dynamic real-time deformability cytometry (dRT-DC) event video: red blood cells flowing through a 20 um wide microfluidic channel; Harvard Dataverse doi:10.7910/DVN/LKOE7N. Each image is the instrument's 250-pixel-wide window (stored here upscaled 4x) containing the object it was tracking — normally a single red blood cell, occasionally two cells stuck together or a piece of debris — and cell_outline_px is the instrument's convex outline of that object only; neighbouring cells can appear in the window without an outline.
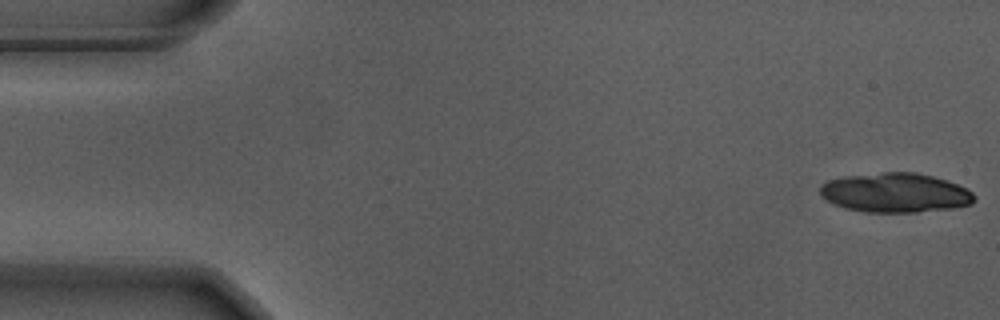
{"species": "Egyptian fruit bat (a non-hibernating species)", "species_latin": "Rousettus aegyptiacus", "temperature_condition": "warm", "stored_images_in_passage": 18, "camera_frame_rate_fps": 3000, "um_per_image_px": 0.085, "animal": {"sex": "male"}, "frame": {"image": 1, "passage_image": 1, "time_ms": 0.0, "image_size_px": [1000, 320], "cell_outline_px": [[976, 200], [972, 204], [952, 208], [916, 212], [864, 212], [844, 208], [820, 196], [820, 184], [828, 180], [848, 176], [884, 172], [916, 172], [948, 180], [968, 188], [976, 196]], "centroid_in_image_um": [76.14, 16.38], "position_along_channel_um": 8.9, "area_um2": 35.6}}